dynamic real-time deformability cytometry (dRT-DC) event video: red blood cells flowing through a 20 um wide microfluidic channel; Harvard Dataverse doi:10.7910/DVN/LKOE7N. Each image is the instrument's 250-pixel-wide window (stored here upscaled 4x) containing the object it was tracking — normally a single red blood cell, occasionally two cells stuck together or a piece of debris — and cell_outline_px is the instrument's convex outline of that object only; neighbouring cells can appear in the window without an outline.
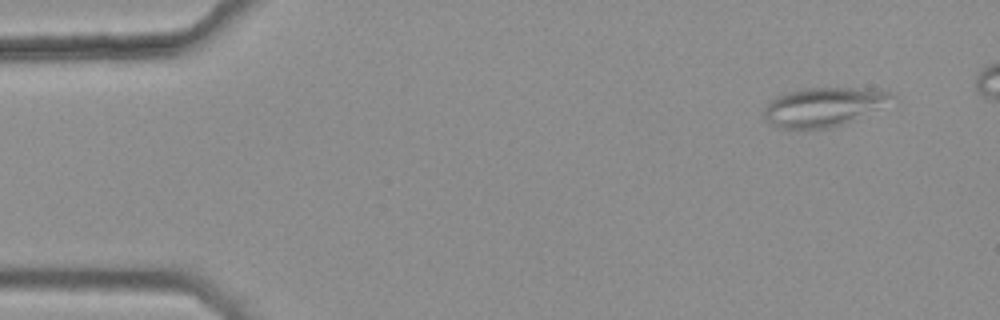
{"species": "common noctule bat (a hibernating species)", "species_latin": "Nyctalus noctula", "temperature_condition": "warm", "stored_images_in_passage": 4, "camera_frame_rate_fps": 3000, "um_per_image_px": 0.085, "animal": {"sex": "female", "body_mass_g": 25.1}, "frame": {"image": 1, "passage_image": 1, "time_ms": 0.0, "image_size_px": [1000, 320], "cell_outline_px": [[896, 96], [876, 108], [844, 124], [828, 128], [780, 128], [764, 120], [764, 108], [768, 100], [784, 92], [804, 88], [860, 88], [888, 92]], "centroid_in_image_um": [69.87, 9.07], "position_along_channel_um": 15.1, "area_um2": 28.5}}